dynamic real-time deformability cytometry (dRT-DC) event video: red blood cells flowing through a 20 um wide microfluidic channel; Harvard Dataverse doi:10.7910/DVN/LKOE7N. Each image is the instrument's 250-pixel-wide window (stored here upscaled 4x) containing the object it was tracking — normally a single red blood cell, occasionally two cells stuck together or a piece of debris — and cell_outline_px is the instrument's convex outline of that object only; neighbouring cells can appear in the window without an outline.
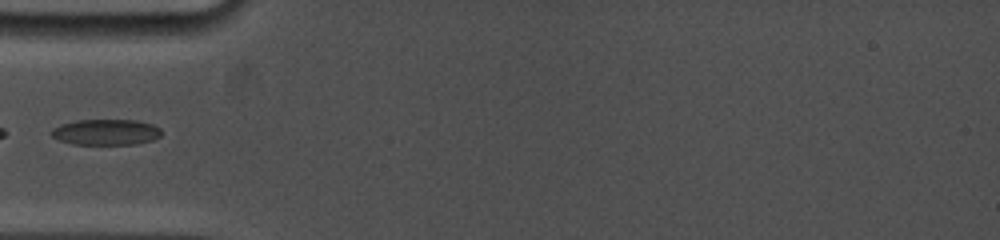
{"species": "common noctule bat (a hibernating species)", "species_latin": "Nyctalus noctula", "temperature_condition": "cold", "stored_images_in_passage": 28, "camera_frame_rate_fps": 5000, "um_per_image_px": 0.085, "animal": {"sex": "female", "body_mass_g": 19.0, "forearm_length_mm": 53.3}, "frame": {"image": 1, "passage_image": 1, "time_ms": 0.0, "image_size_px": [1000, 240], "cell_outline_px": [[160, 136], [152, 140], [136, 144], [72, 144], [60, 140], [52, 136], [48, 132], [52, 128], [60, 124], [76, 120], [136, 120], [152, 124], [160, 128]], "centroid_in_image_um": [8.97, 11.22], "position_along_channel_um": 76.0, "area_um2": 16.59}}
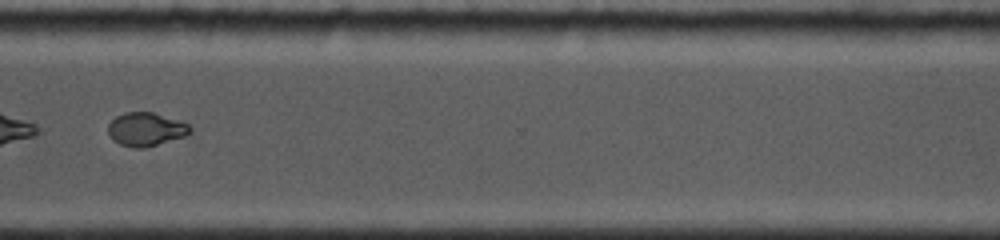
{"frame": {"image": 2, "passage_image": 24, "time_ms": 7.4, "image_size_px": [1000, 240], "cell_outline_px": [[192, 132], [188, 136], [144, 148], [132, 148], [120, 144], [112, 140], [108, 132], [108, 124], [116, 116], [124, 112], [152, 112], [188, 124], [192, 128]], "centroid_in_image_um": [12.4, 11.0], "position_along_channel_um": 358.2, "area_um2": 16.13}}